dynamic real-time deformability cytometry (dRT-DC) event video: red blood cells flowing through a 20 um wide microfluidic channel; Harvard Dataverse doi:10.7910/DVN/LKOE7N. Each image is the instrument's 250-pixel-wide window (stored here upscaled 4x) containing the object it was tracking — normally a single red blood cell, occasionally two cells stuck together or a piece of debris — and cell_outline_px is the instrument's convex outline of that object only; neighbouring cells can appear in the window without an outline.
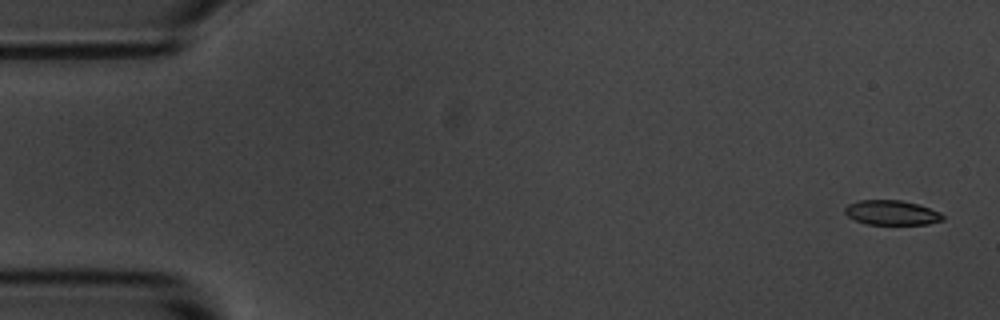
{"species": "common noctule bat (a hibernating species)", "species_latin": "Nyctalus noctula", "temperature_condition": "room temperature", "stored_images_in_passage": 5, "camera_frame_rate_fps": 3000, "um_per_image_px": 0.085, "animal": {"sex": "male", "body_mass_g": 20.1, "forearm_length_mm": 53.5}, "frame": {"image": 1, "passage_image": 1, "time_ms": 0.0, "image_size_px": [1000, 320], "cell_outline_px": [[944, 220], [928, 224], [868, 224], [856, 220], [848, 216], [844, 212], [844, 208], [848, 204], [860, 200], [900, 200], [916, 204], [940, 212], [944, 216]], "centroid_in_image_um": [75.79, 18.08], "position_along_channel_um": 9.2, "area_um2": 13.93}}
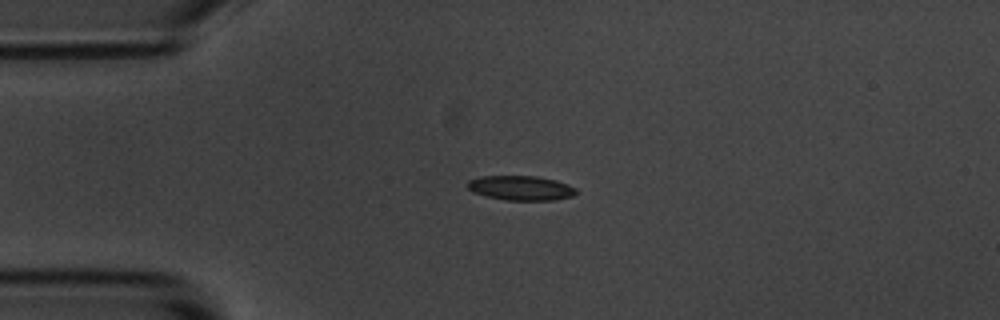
{"frame": {"image": 2, "passage_image": 4, "time_ms": 3.667, "image_size_px": [1000, 320], "cell_outline_px": [[580, 192], [572, 196], [556, 200], [504, 200], [472, 192], [468, 188], [468, 180], [480, 176], [536, 176], [556, 180], [568, 184], [576, 188]], "centroid_in_image_um": [44.31, 15.98], "position_along_channel_um": 40.7, "area_um2": 15.66}}